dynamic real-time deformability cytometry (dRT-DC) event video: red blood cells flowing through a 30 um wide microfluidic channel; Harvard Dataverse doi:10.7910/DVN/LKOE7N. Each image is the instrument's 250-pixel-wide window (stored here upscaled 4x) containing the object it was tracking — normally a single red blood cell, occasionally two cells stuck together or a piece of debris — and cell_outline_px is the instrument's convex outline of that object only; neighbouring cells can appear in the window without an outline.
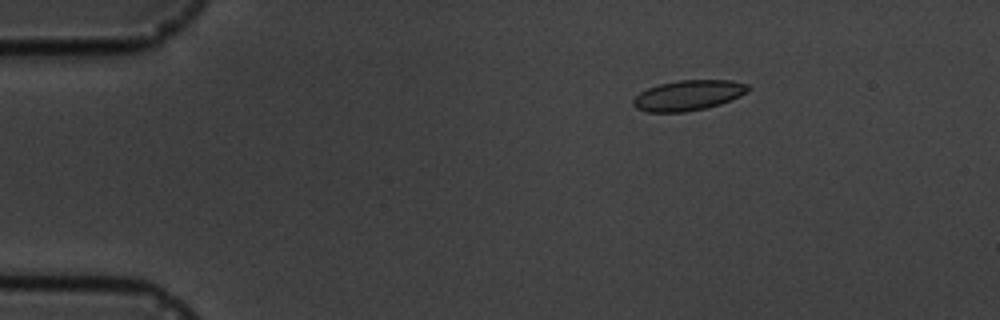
{"species": "common noctule bat (a hibernating species)", "species_latin": "Nyctalus noctula", "temperature_condition": "cold", "stored_images_in_passage": 6, "camera_frame_rate_fps": 3000, "um_per_image_px": 0.085, "animal": {"sex": "male", "body_mass_g": 19.5, "forearm_length_mm": 54.6}, "frame": {"image": 1, "passage_image": 3, "time_ms": 2.333, "image_size_px": [1000, 320], "cell_outline_px": [[752, 88], [748, 92], [740, 96], [720, 104], [704, 108], [684, 112], [648, 112], [636, 108], [632, 104], [632, 100], [640, 92], [648, 88], [660, 84], [680, 80], [732, 80], [748, 84]], "centroid_in_image_um": [58.53, 8.1], "position_along_channel_um": 26.5, "area_um2": 20.29}}